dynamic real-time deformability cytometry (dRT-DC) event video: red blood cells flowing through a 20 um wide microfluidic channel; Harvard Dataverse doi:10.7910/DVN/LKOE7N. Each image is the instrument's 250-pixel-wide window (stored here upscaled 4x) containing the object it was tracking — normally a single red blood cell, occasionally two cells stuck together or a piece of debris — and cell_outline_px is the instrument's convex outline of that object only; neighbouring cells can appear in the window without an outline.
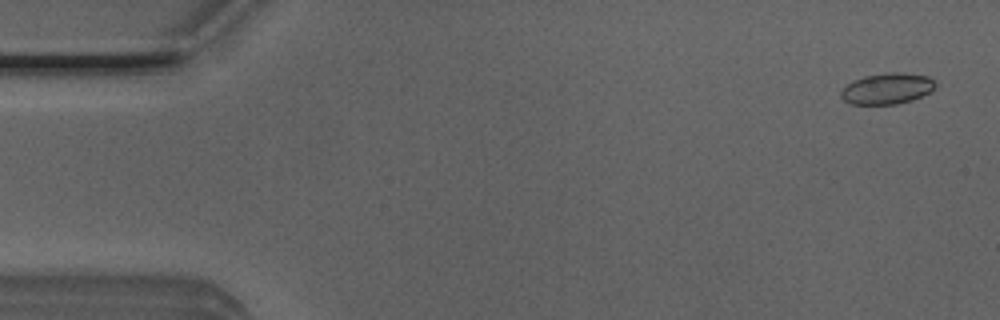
{"species": "Egyptian fruit bat (a non-hibernating species)", "species_latin": "Rousettus aegyptiacus", "temperature_condition": "room temperature", "stored_images_in_passage": 14, "camera_frame_rate_fps": 3000, "um_per_image_px": 0.085, "animal": {"sex": "male"}, "frame": {"image": 1, "passage_image": 2, "time_ms": 0.333, "image_size_px": [1000, 320], "cell_outline_px": [[936, 84], [928, 92], [912, 100], [896, 104], [852, 104], [844, 100], [840, 96], [840, 92], [852, 80], [864, 76], [888, 72], [904, 72], [928, 76]], "centroid_in_image_um": [75.37, 7.52], "position_along_channel_um": 9.6, "area_um2": 16.94}}
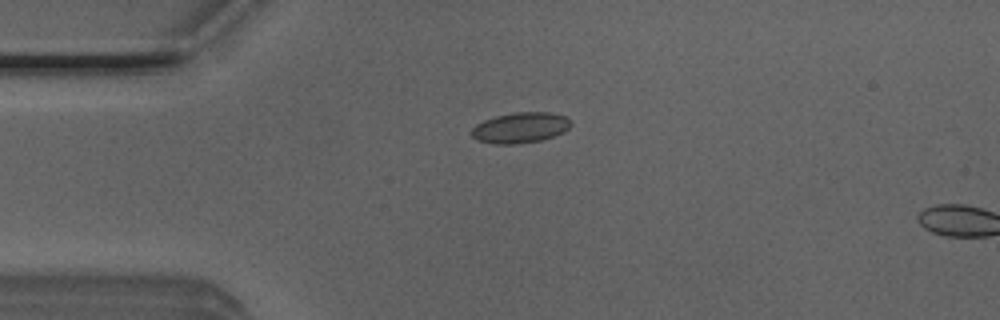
{"frame": {"image": 2, "passage_image": 12, "time_ms": 3.667, "image_size_px": [1000, 320], "cell_outline_px": [[572, 124], [564, 132], [540, 140], [516, 144], [496, 144], [476, 140], [472, 136], [472, 128], [476, 124], [484, 120], [496, 116], [516, 112], [548, 112], [564, 116]], "centroid_in_image_um": [44.2, 10.85], "position_along_channel_um": 40.8, "area_um2": 17.51}}